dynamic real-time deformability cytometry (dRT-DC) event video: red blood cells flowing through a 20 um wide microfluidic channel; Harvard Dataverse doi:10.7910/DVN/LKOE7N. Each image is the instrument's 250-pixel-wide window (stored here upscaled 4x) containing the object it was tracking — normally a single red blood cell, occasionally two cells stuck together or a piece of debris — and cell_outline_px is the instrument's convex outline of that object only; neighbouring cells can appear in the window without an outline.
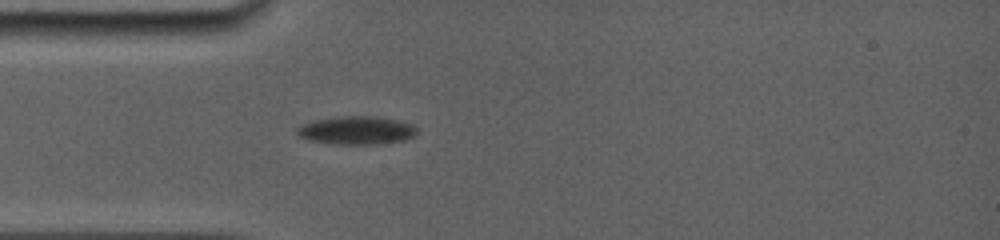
{"species": "common noctule bat (a hibernating species)", "species_latin": "Nyctalus noctula", "temperature_condition": "room temperature", "stored_images_in_passage": 20, "camera_frame_rate_fps": 5000, "um_per_image_px": 0.085, "animal": {"sex": "female", "body_mass_g": 19.0, "forearm_length_mm": 56.7}, "frame": {"image": 1, "passage_image": 2, "time_ms": 0.8, "image_size_px": [1000, 240], "cell_outline_px": [[416, 132], [412, 136], [404, 140], [380, 144], [332, 144], [308, 140], [300, 136], [296, 132], [296, 128], [312, 120], [336, 116], [376, 116], [396, 120], [412, 124], [416, 128]], "centroid_in_image_um": [30.27, 11.07], "position_along_channel_um": 54.7, "area_um2": 19.77}}
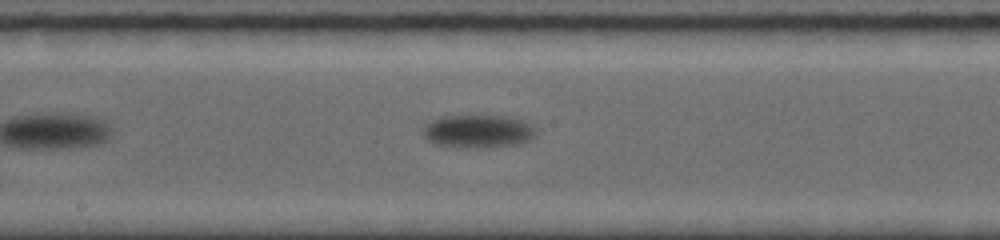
{"frame": {"image": 2, "passage_image": 8, "time_ms": 5.2, "image_size_px": [1000, 240], "cell_outline_px": [[536, 136], [532, 140], [520, 144], [484, 148], [464, 148], [436, 144], [428, 140], [424, 136], [424, 128], [432, 120], [440, 116], [504, 116], [520, 120], [532, 124], [536, 128]], "centroid_in_image_um": [40.7, 11.18], "position_along_channel_um": 207.5, "area_um2": 21.91}}
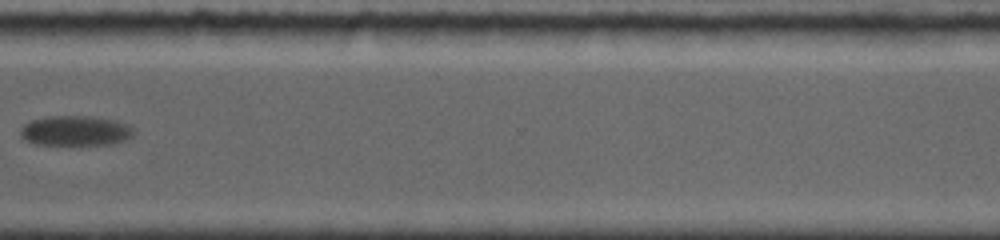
{"frame": {"image": 3, "passage_image": 15, "time_ms": 9.6, "image_size_px": [1000, 240], "cell_outline_px": [[136, 132], [132, 136], [116, 144], [36, 144], [24, 140], [20, 136], [20, 128], [24, 124], [32, 120], [48, 116], [88, 116], [116, 120], [128, 124], [136, 128]], "centroid_in_image_um": [6.45, 11.11], "position_along_channel_um": 364.2, "area_um2": 20.0}, "authors_computed_cell_mechanics": {"area_um2": 20.8947, "velocity_mm_per_s": 3.5481, "shape_relaxation_time_tau1_ms": 1.5267, "shape_relaxation_time_tau2_ms": null, "deformation_change_tau1": 0.0618, "deformation_change_tau2": null}}